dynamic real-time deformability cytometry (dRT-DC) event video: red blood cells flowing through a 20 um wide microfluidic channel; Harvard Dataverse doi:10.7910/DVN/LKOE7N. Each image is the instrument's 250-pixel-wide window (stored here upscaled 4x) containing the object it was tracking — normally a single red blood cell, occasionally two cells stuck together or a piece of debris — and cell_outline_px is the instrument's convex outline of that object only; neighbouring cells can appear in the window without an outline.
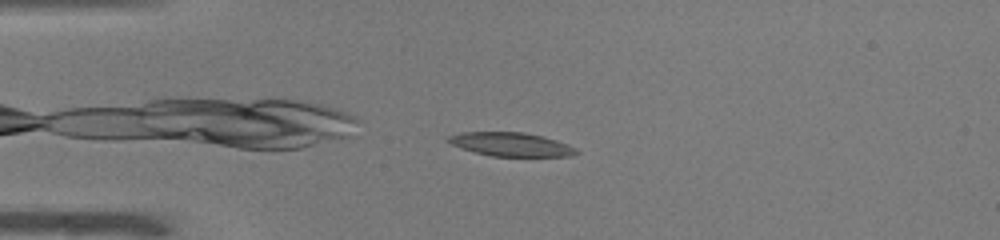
{"species": "common noctule bat (a hibernating species)", "species_latin": "Nyctalus noctula", "temperature_condition": "warm", "stored_images_in_passage": 40, "camera_frame_rate_fps": 3000, "um_per_image_px": 0.085, "animal": {"sex": "male", "body_mass_g": 19.0, "forearm_length_mm": 50.8}, "frame": {"image": 1, "passage_image": 1, "time_ms": 0.0, "image_size_px": [1000, 240], "cell_outline_px": [[580, 152], [568, 156], [492, 156], [460, 148], [444, 140], [448, 136], [460, 132], [524, 132], [556, 140], [568, 144], [576, 148]], "centroid_in_image_um": [43.4, 12.26], "position_along_channel_um": 41.6, "area_um2": 17.63}}
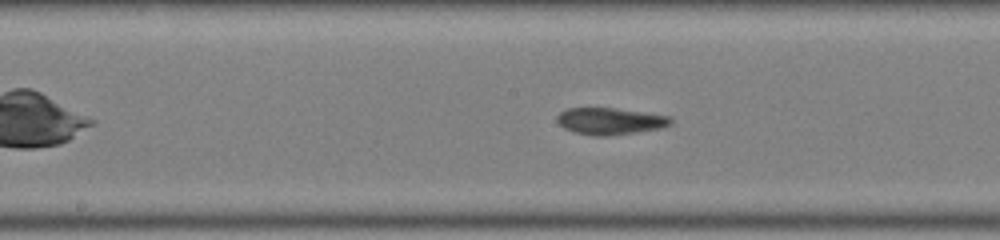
{"frame": {"image": 2, "passage_image": 15, "time_ms": 4.667, "image_size_px": [1000, 240], "cell_outline_px": [[672, 124], [660, 128], [636, 132], [608, 136], [596, 136], [576, 132], [564, 128], [556, 120], [556, 116], [560, 112], [568, 108], [616, 108], [668, 116], [672, 120]], "centroid_in_image_um": [51.84, 10.29], "position_along_channel_um": 196.4, "area_um2": 17.57}}
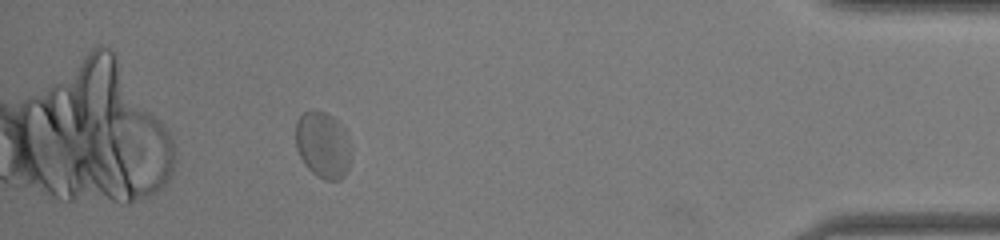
{"frame": {"image": 3, "passage_image": 35, "time_ms": 11.333, "image_size_px": [1000, 240], "cell_outline_px": [[348, 168], [344, 176], [340, 180], [324, 180], [316, 176], [304, 164], [296, 148], [296, 120], [304, 112], [324, 112], [332, 116], [344, 128], [348, 152]], "centroid_in_image_um": [27.39, 12.35], "position_along_channel_um": 407.8, "area_um2": 20.87}, "authors_computed_cell_mechanics": {"area_um2": 18.496, "velocity_mm_per_s": 3.8927, "shape_relaxation_time_tau1_ms": null, "shape_relaxation_time_tau2_ms": 1.5801, "deformation_change_tau1": null, "deformation_change_tau2": 0.0639}}